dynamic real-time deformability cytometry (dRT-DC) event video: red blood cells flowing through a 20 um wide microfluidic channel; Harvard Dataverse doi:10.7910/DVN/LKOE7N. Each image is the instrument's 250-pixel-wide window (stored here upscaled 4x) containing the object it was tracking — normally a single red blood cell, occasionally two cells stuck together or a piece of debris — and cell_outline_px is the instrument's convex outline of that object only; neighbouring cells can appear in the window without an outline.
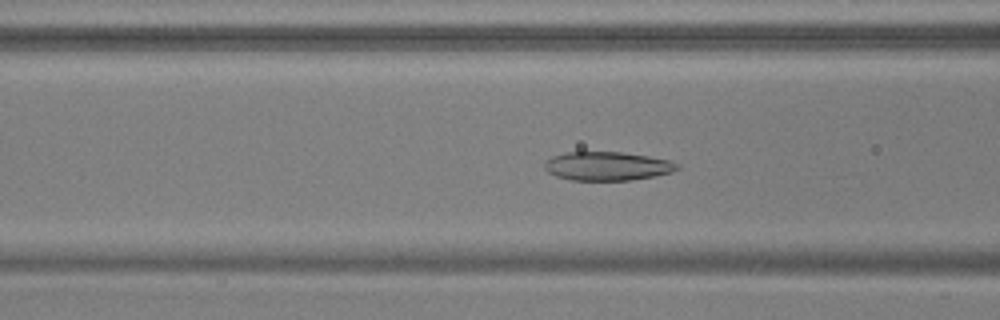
{"species": "common noctule bat (a hibernating species)", "species_latin": "Nyctalus noctula", "temperature_condition": "warm", "stored_images_in_passage": 30, "camera_frame_rate_fps": 3000, "um_per_image_px": 0.085, "animal": {"sex": "male", "body_mass_g": 17.9, "forearm_length_mm": 54.2}, "frame": {"image": 1, "passage_image": 21, "time_ms": 6.667, "image_size_px": [1000, 320], "cell_outline_px": [[680, 168], [672, 172], [656, 176], [632, 180], [572, 180], [556, 176], [548, 172], [544, 168], [544, 160], [552, 156], [568, 152], [620, 152], [648, 156], [668, 160], [680, 164]], "centroid_in_image_um": [51.62, 14.12], "position_along_channel_um": 115.0, "area_um2": 22.31}}
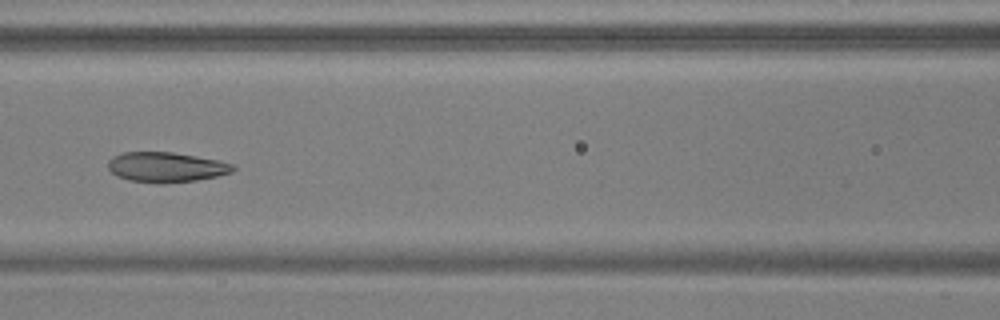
{"frame": {"image": 2, "passage_image": 24, "time_ms": 7.667, "image_size_px": [1000, 320], "cell_outline_px": [[236, 168], [232, 172], [216, 176], [196, 180], [164, 184], [160, 184], [128, 180], [116, 176], [108, 168], [108, 160], [112, 156], [120, 152], [172, 152], [196, 156], [236, 164]], "centroid_in_image_um": [14.1, 14.21], "position_along_channel_um": 152.5, "area_um2": 22.08}}
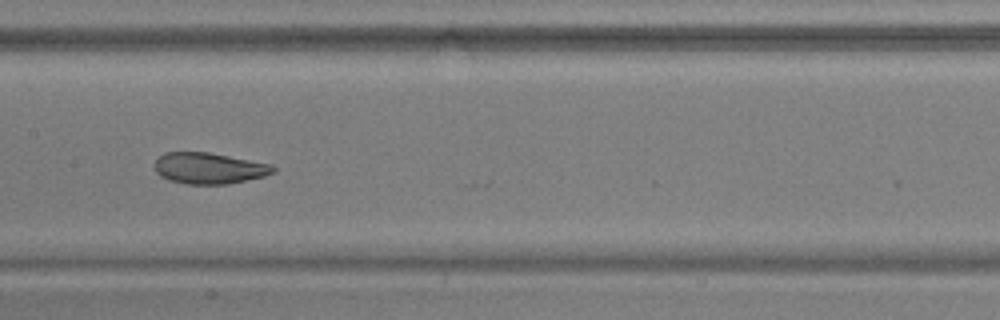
{"frame": {"image": 3, "passage_image": 27, "time_ms": 8.667, "image_size_px": [1000, 320], "cell_outline_px": [[276, 172], [264, 176], [228, 184], [188, 184], [168, 180], [160, 176], [156, 172], [156, 160], [164, 152], [208, 152], [272, 164], [276, 168]], "centroid_in_image_um": [17.79, 14.3], "position_along_channel_um": 189.6, "area_um2": 21.5}}